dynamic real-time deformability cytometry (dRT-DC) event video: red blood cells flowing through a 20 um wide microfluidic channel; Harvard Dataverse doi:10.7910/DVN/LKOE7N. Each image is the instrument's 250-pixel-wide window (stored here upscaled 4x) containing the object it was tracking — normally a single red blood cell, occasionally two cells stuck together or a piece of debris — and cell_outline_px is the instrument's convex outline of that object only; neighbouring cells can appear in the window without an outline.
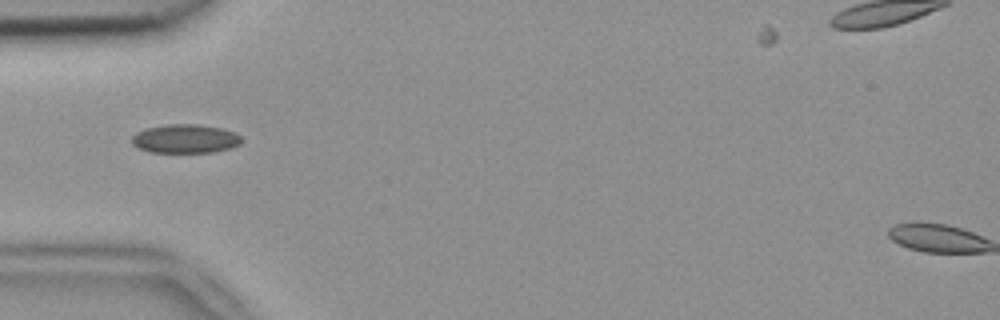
{"species": "common noctule bat (a hibernating species)", "species_latin": "Nyctalus noctula", "temperature_condition": "room temperature", "stored_images_in_passage": 3, "camera_frame_rate_fps": 3000, "um_per_image_px": 0.085, "animal": {"sex": "female", "body_mass_g": 18.4}, "frame": {"image": 1, "passage_image": 3, "time_ms": 0.667, "image_size_px": [1000, 320], "cell_outline_px": [[244, 140], [240, 144], [232, 148], [212, 152], [148, 152], [132, 144], [132, 136], [136, 132], [148, 128], [168, 124], [196, 124], [220, 128], [236, 132]], "centroid_in_image_um": [15.78, 11.79], "position_along_channel_um": 69.2, "area_um2": 18.44}}